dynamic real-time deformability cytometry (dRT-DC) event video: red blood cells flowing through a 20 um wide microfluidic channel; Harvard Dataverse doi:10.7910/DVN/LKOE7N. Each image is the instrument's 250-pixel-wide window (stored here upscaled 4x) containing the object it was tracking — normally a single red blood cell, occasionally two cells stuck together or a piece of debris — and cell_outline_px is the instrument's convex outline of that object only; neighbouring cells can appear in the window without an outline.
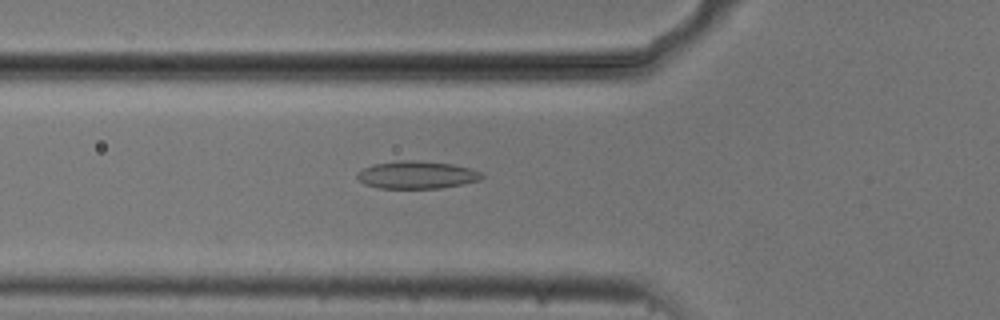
{"species": "common noctule bat (a hibernating species)", "species_latin": "Nyctalus noctula", "temperature_condition": "cold", "stored_images_in_passage": 34, "camera_frame_rate_fps": 3000, "um_per_image_px": 0.085, "animal": {"sex": "male", "body_mass_g": 20.5, "forearm_length_mm": 52.5}, "frame": {"image": 1, "passage_image": 5, "time_ms": 1.333, "image_size_px": [1000, 320], "cell_outline_px": [[484, 176], [480, 180], [440, 188], [376, 188], [364, 184], [356, 176], [356, 172], [372, 164], [400, 160], [420, 160], [452, 164], [468, 168], [480, 172]], "centroid_in_image_um": [35.38, 14.86], "position_along_channel_um": 90.4, "area_um2": 20.06}}
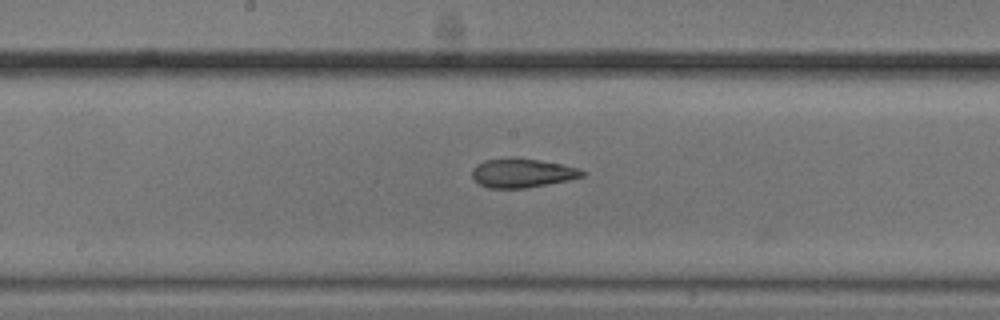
{"frame": {"image": 2, "passage_image": 14, "time_ms": 4.333, "image_size_px": [1000, 320], "cell_outline_px": [[588, 172], [584, 176], [568, 180], [524, 188], [488, 188], [480, 184], [472, 176], [472, 168], [476, 164], [484, 160], [512, 156], [516, 156], [560, 164], [580, 168]], "centroid_in_image_um": [44.38, 14.68], "position_along_channel_um": 203.8, "area_um2": 18.84}}
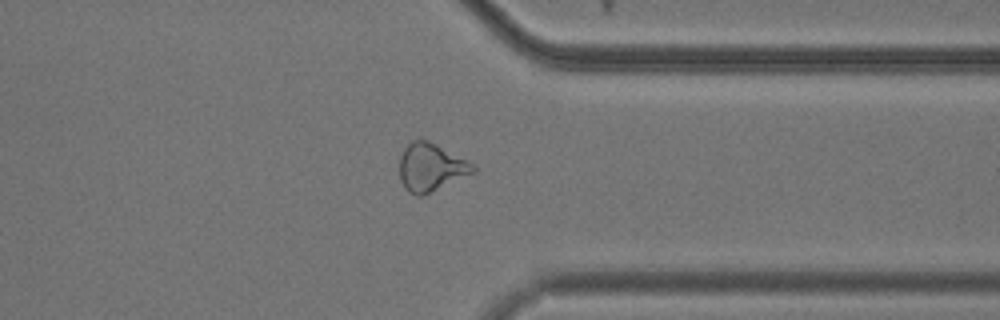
{"frame": {"image": 3, "passage_image": 28, "time_ms": 9.0, "image_size_px": [1000, 320], "cell_outline_px": [[476, 172], [424, 196], [416, 196], [408, 192], [404, 188], [400, 180], [400, 156], [404, 148], [412, 140], [428, 140], [476, 164]], "centroid_in_image_um": [36.64, 14.25], "position_along_channel_um": 374.8, "area_um2": 20.87}, "authors_computed_cell_mechanics": {"area_um2": 19.1318, "velocity_mm_per_s": 3.7435, "shape_relaxation_time_tau1_ms": null, "shape_relaxation_time_tau2_ms": 2.3012, "deformation_change_tau1": null, "deformation_change_tau2": 0.0943}}